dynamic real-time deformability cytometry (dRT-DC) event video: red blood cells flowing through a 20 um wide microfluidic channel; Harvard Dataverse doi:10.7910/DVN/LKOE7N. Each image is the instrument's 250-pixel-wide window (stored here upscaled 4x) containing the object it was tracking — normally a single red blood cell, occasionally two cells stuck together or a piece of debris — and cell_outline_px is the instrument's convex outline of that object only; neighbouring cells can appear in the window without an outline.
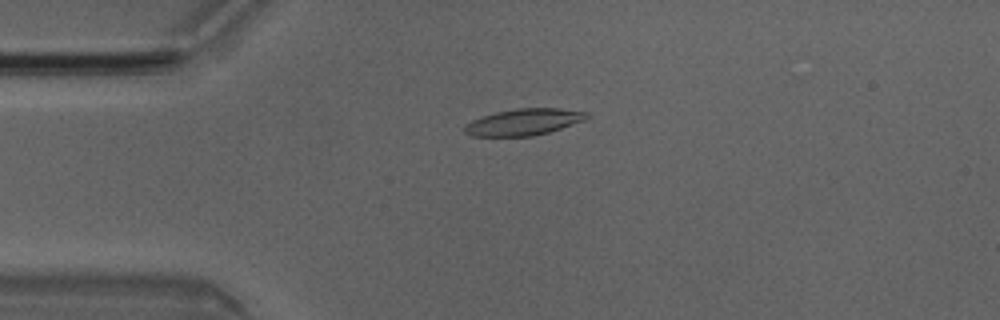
{"species": "Egyptian fruit bat (a non-hibernating species)", "species_latin": "Rousettus aegyptiacus", "temperature_condition": "room temperature", "stored_images_in_passage": 4, "camera_frame_rate_fps": 3000, "um_per_image_px": 0.085, "animal": {"sex": "male"}, "frame": {"image": 1, "passage_image": 4, "time_ms": 1.0, "image_size_px": [1000, 320], "cell_outline_px": [[588, 116], [584, 120], [548, 132], [532, 136], [472, 136], [464, 132], [464, 124], [480, 116], [496, 112], [516, 108], [560, 108], [588, 112]], "centroid_in_image_um": [44.47, 10.36], "position_along_channel_um": 40.5, "area_um2": 18.84}}